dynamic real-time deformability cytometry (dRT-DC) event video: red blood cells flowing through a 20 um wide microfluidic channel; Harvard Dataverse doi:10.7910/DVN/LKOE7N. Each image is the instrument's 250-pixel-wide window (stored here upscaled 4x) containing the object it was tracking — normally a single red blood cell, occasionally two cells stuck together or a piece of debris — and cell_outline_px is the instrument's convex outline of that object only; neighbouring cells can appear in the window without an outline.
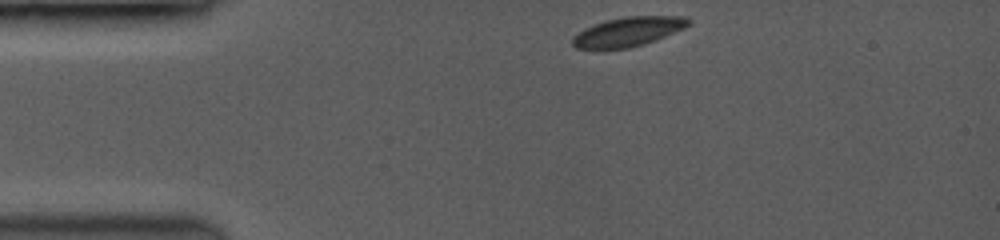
{"species": "common noctule bat (a hibernating species)", "species_latin": "Nyctalus noctula", "temperature_condition": "room temperature", "stored_images_in_passage": 41, "camera_frame_rate_fps": 3500, "um_per_image_px": 0.085, "animal": {"sex": "female", "body_mass_g": 19.0, "forearm_length_mm": 53.3}, "frame": {"image": 1, "passage_image": 1, "time_ms": 0.0, "image_size_px": [1000, 240], "cell_outline_px": [[692, 20], [684, 28], [664, 36], [628, 48], [576, 48], [572, 44], [572, 40], [580, 32], [596, 24], [608, 20], [628, 16], [680, 16]], "centroid_in_image_um": [53.42, 2.68], "position_along_channel_um": 31.6, "area_um2": 18.9}}
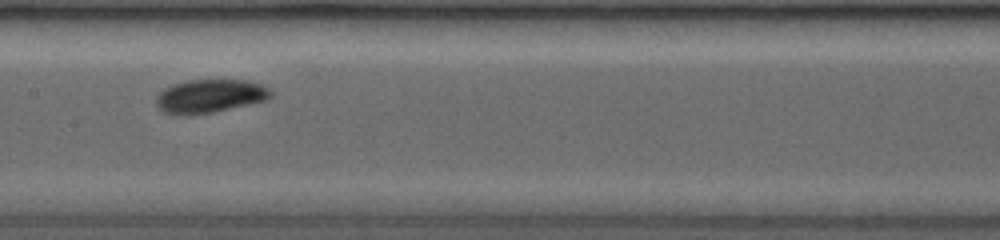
{"frame": {"image": 2, "passage_image": 22, "time_ms": 5.143, "image_size_px": [1000, 240], "cell_outline_px": [[272, 92], [264, 100], [212, 112], [164, 112], [156, 104], [156, 100], [160, 92], [164, 88], [188, 80], [244, 80], [260, 84], [268, 88]], "centroid_in_image_um": [17.85, 8.12], "position_along_channel_um": 189.5, "area_um2": 21.1}}
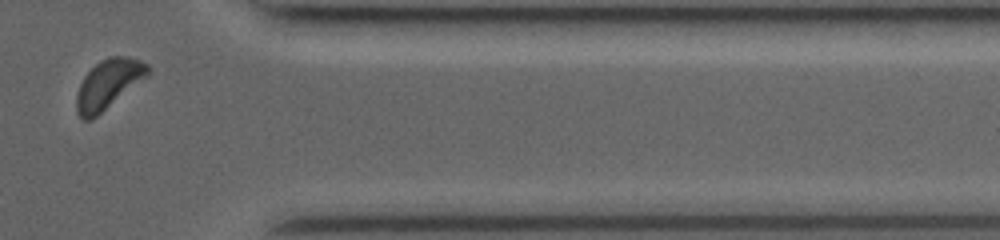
{"frame": {"image": 3, "passage_image": 37, "time_ms": 10.571, "image_size_px": [1000, 240], "cell_outline_px": [[152, 68], [148, 76], [92, 120], [84, 120], [76, 112], [76, 96], [80, 84], [84, 76], [100, 60], [108, 56], [124, 56], [140, 60], [148, 64]], "centroid_in_image_um": [9.23, 7.15], "position_along_channel_um": 402.2, "area_um2": 20.58}, "authors_computed_cell_mechanics": {"area_um2": 20.23, "velocity_mm_per_s": 4.0063, "shape_relaxation_time_tau1_ms": 1.1713, "shape_relaxation_time_tau2_ms": null, "deformation_change_tau1": 0.0639, "deformation_change_tau2": null}}